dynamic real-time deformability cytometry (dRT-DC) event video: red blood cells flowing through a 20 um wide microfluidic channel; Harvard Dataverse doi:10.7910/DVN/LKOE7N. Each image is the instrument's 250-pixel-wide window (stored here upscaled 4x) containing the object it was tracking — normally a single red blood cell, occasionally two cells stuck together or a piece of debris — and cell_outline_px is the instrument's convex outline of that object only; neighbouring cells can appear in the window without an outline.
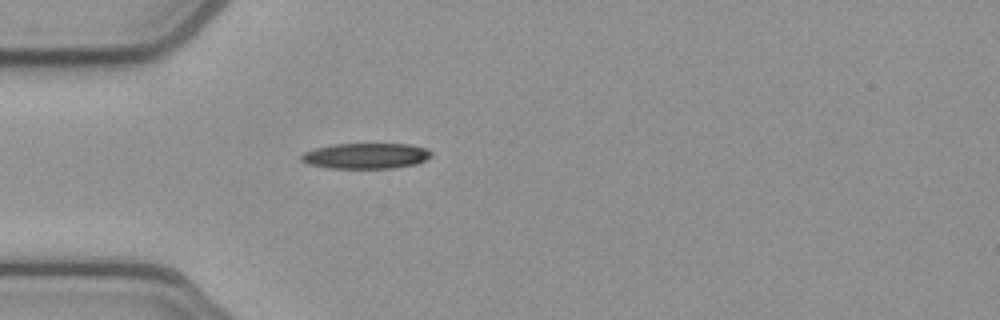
{"species": "common noctule bat (a hibernating species)", "species_latin": "Nyctalus noctula", "temperature_condition": "cold", "stored_images_in_passage": 38, "camera_frame_rate_fps": 3000, "um_per_image_px": 0.085, "animal": {"sex": "female", "body_mass_g": 21.9}, "frame": {"image": 1, "passage_image": 1, "time_ms": 0.0, "image_size_px": [1000, 320], "cell_outline_px": [[432, 156], [416, 164], [392, 168], [328, 168], [308, 164], [300, 160], [300, 156], [304, 152], [316, 148], [336, 144], [408, 144], [428, 148], [432, 152]], "centroid_in_image_um": [31.11, 13.25], "position_along_channel_um": 53.9, "area_um2": 19.42}}
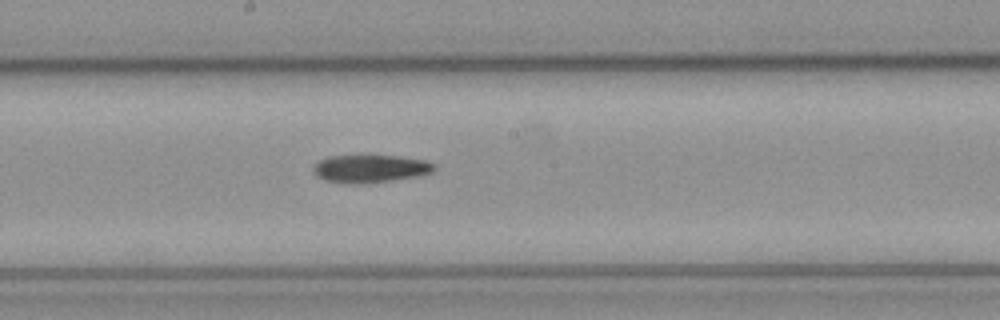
{"frame": {"image": 2, "passage_image": 14, "time_ms": 4.333, "image_size_px": [1000, 320], "cell_outline_px": [[436, 168], [432, 172], [420, 176], [392, 180], [360, 184], [344, 184], [324, 180], [316, 176], [312, 172], [312, 168], [320, 160], [328, 156], [396, 156], [424, 160], [436, 164]], "centroid_in_image_um": [31.45, 14.35], "position_along_channel_um": 216.7, "area_um2": 19.71}}
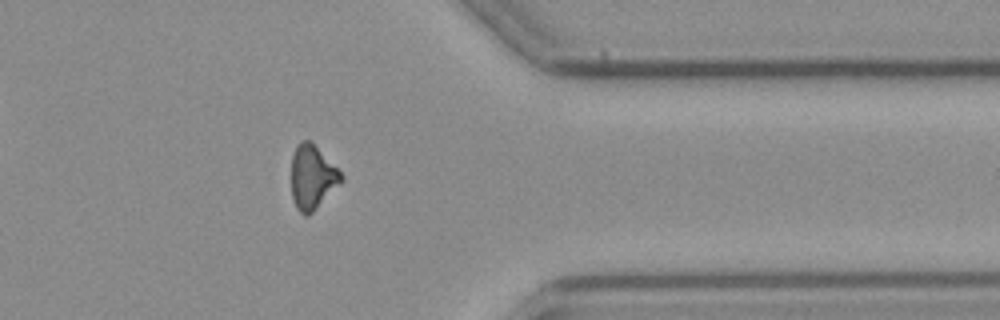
{"frame": {"image": 3, "passage_image": 28, "time_ms": 9.0, "image_size_px": [1000, 320], "cell_outline_px": [[344, 180], [308, 216], [304, 216], [296, 208], [292, 196], [292, 156], [296, 144], [300, 140], [312, 140], [344, 176]], "centroid_in_image_um": [26.55, 15.03], "position_along_channel_um": 384.9, "area_um2": 18.73}}